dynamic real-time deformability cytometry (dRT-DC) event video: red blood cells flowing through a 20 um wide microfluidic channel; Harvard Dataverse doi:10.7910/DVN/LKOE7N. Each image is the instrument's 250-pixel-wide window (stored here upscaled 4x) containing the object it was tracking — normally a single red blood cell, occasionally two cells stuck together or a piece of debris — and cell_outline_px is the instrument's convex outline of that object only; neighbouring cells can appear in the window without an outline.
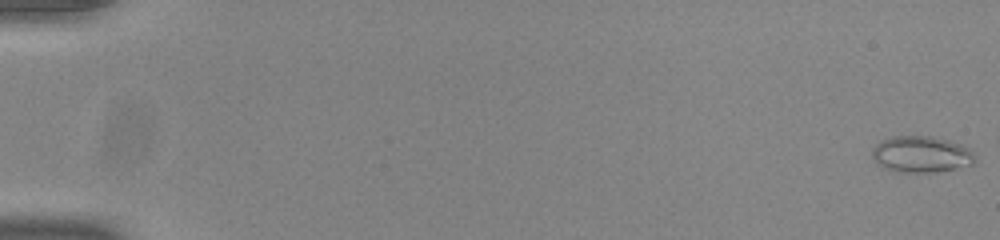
{"species": "common noctule bat (a hibernating species)", "species_latin": "Nyctalus noctula", "temperature_condition": "room temperature", "stored_images_in_passage": 16, "camera_frame_rate_fps": 3000, "um_per_image_px": 0.085, "animal": {"sex": "male", "body_mass_g": 20.0, "forearm_length_mm": 53.3}, "frame": {"image": 1, "passage_image": 1, "time_ms": 0.0, "image_size_px": [1000, 240], "cell_outline_px": [[976, 160], [972, 164], [956, 168], [936, 172], [900, 172], [884, 168], [872, 156], [872, 148], [880, 140], [892, 136], [932, 136], [948, 140], [960, 144], [976, 152]], "centroid_in_image_um": [78.33, 13.1], "position_along_channel_um": 6.7, "area_um2": 21.91}}